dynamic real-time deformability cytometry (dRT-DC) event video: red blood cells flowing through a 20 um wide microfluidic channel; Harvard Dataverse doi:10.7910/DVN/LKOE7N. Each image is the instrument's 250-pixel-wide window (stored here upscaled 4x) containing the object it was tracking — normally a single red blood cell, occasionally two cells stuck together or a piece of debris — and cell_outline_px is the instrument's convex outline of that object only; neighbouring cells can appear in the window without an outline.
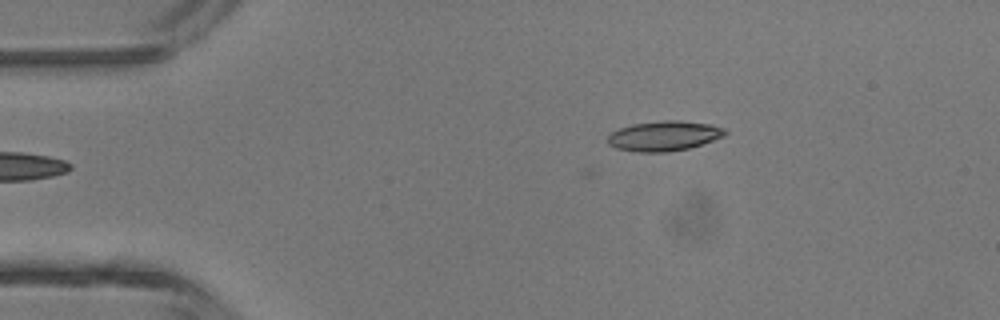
{"species": "common noctule bat (a hibernating species)", "species_latin": "Nyctalus noctula", "temperature_condition": "room temperature", "stored_images_in_passage": 7, "camera_frame_rate_fps": 3000, "um_per_image_px": 0.085, "animal": {"sex": "male", "body_mass_g": 13.3}, "frame": {"image": 1, "passage_image": 5, "time_ms": 1.333, "image_size_px": [1000, 320], "cell_outline_px": [[728, 132], [724, 136], [688, 148], [668, 152], [640, 152], [616, 148], [608, 144], [608, 136], [612, 132], [620, 128], [632, 124], [664, 120], [680, 120], [712, 124], [724, 128]], "centroid_in_image_um": [56.45, 11.54], "position_along_channel_um": 28.5, "area_um2": 20.4}}
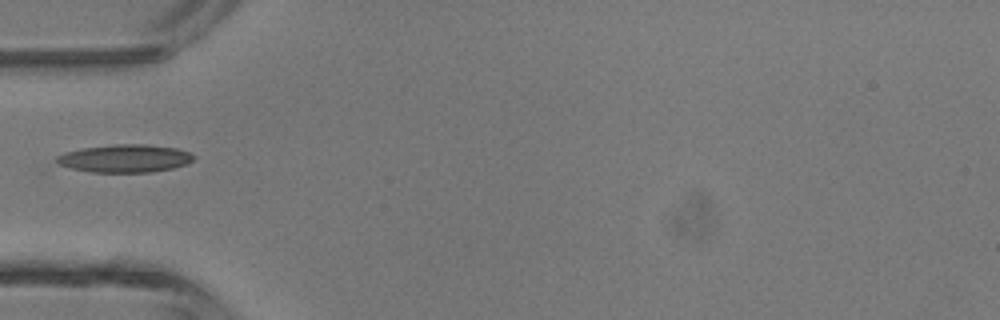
{"frame": {"image": 2, "passage_image": 7, "time_ms": 2.0, "image_size_px": [1000, 320], "cell_outline_px": [[196, 156], [188, 164], [172, 168], [152, 172], [92, 172], [72, 168], [60, 164], [56, 160], [56, 156], [64, 152], [80, 148], [116, 144], [144, 144], [176, 148], [188, 152]], "centroid_in_image_um": [10.62, 13.46], "position_along_channel_um": 74.4, "area_um2": 22.2}}